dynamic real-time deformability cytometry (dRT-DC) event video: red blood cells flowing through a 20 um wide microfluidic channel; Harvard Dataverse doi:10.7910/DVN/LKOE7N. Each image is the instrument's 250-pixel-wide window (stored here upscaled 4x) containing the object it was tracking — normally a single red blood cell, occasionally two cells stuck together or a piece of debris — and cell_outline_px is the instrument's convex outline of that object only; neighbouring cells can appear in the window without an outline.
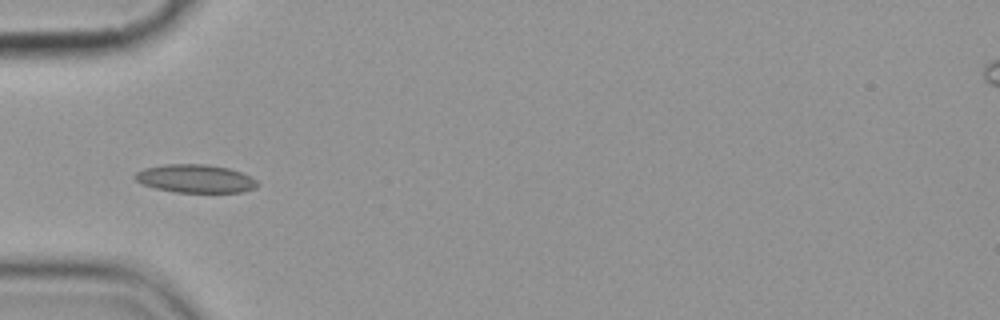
{"species": "common noctule bat (a hibernating species)", "species_latin": "Nyctalus noctula", "temperature_condition": "cold", "stored_images_in_passage": 8, "camera_frame_rate_fps": 3000, "um_per_image_px": 0.085, "animal": {"sex": "female", "body_mass_g": 19.9}, "frame": {"image": 1, "passage_image": 2, "time_ms": 1.0, "image_size_px": [1000, 320], "cell_outline_px": [[260, 184], [256, 188], [244, 192], [172, 192], [156, 188], [144, 184], [136, 180], [132, 176], [136, 172], [144, 168], [164, 164], [208, 164], [228, 168], [240, 172], [256, 180]], "centroid_in_image_um": [16.61, 15.18], "position_along_channel_um": 68.4, "area_um2": 20.17}}
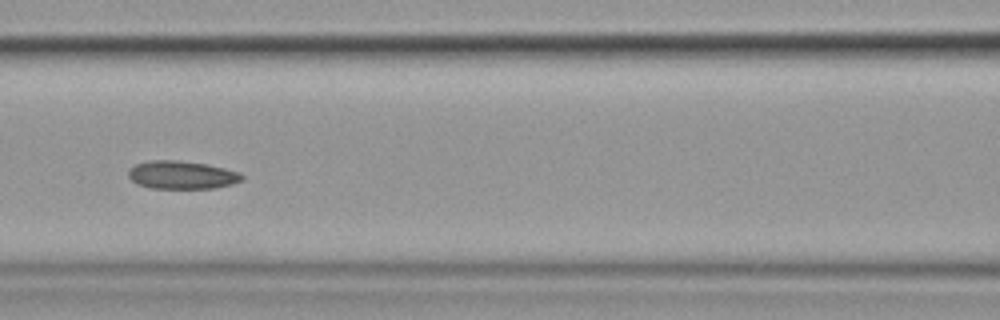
{"frame": {"image": 2, "passage_image": 4, "time_ms": 3.333, "image_size_px": [1000, 320], "cell_outline_px": [[244, 180], [232, 184], [216, 188], [152, 188], [140, 184], [132, 180], [128, 176], [128, 172], [136, 164], [152, 160], [176, 160], [208, 164], [240, 172], [244, 176]], "centroid_in_image_um": [15.52, 14.87], "position_along_channel_um": 151.1, "area_um2": 18.5}}
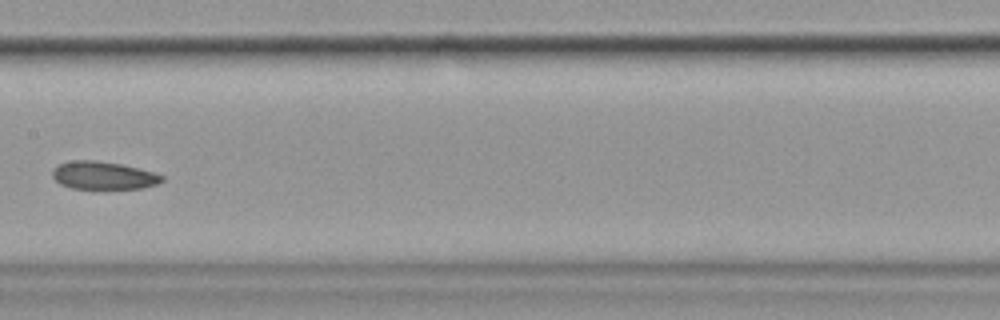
{"frame": {"image": 3, "passage_image": 5, "time_ms": 4.667, "image_size_px": [1000, 320], "cell_outline_px": [[164, 180], [156, 184], [140, 188], [72, 188], [60, 184], [52, 176], [52, 168], [60, 164], [72, 160], [96, 160], [120, 164], [156, 172], [164, 176]], "centroid_in_image_um": [8.78, 14.9], "position_along_channel_um": 198.6, "area_um2": 17.69}}